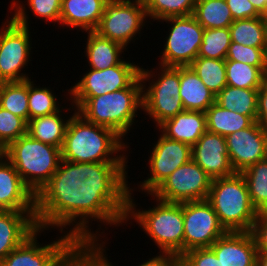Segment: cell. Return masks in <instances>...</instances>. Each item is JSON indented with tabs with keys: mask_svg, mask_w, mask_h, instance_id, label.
Returning <instances> with one entry per match:
<instances>
[{
	"mask_svg": "<svg viewBox=\"0 0 267 266\" xmlns=\"http://www.w3.org/2000/svg\"><path fill=\"white\" fill-rule=\"evenodd\" d=\"M128 163L61 160L35 196L37 227L68 234L78 244H99L108 239L109 227L114 231L125 225ZM92 221L98 223L95 231Z\"/></svg>",
	"mask_w": 267,
	"mask_h": 266,
	"instance_id": "obj_1",
	"label": "cell"
},
{
	"mask_svg": "<svg viewBox=\"0 0 267 266\" xmlns=\"http://www.w3.org/2000/svg\"><path fill=\"white\" fill-rule=\"evenodd\" d=\"M130 147L112 129L89 122L76 111L68 123L61 154L69 162H129Z\"/></svg>",
	"mask_w": 267,
	"mask_h": 266,
	"instance_id": "obj_2",
	"label": "cell"
},
{
	"mask_svg": "<svg viewBox=\"0 0 267 266\" xmlns=\"http://www.w3.org/2000/svg\"><path fill=\"white\" fill-rule=\"evenodd\" d=\"M69 100L87 121L112 129L129 146L132 144L128 142L130 140L127 136L134 132L133 129H137L134 127L139 121L136 118L138 115V118H142L140 114H143L142 83L139 76L127 88L119 91Z\"/></svg>",
	"mask_w": 267,
	"mask_h": 266,
	"instance_id": "obj_3",
	"label": "cell"
},
{
	"mask_svg": "<svg viewBox=\"0 0 267 266\" xmlns=\"http://www.w3.org/2000/svg\"><path fill=\"white\" fill-rule=\"evenodd\" d=\"M134 195L135 193L128 194L125 225L129 228L136 222L140 230L157 246L158 255L178 259L183 254V203H168L147 194L148 197L151 196L149 200H153L151 202L154 205L146 209L136 203Z\"/></svg>",
	"mask_w": 267,
	"mask_h": 266,
	"instance_id": "obj_4",
	"label": "cell"
},
{
	"mask_svg": "<svg viewBox=\"0 0 267 266\" xmlns=\"http://www.w3.org/2000/svg\"><path fill=\"white\" fill-rule=\"evenodd\" d=\"M142 66L139 75L142 83V112L149 118L142 117L151 119L155 126L153 128L157 129L166 120L185 111L179 95L180 66L156 64L152 68L146 65V69Z\"/></svg>",
	"mask_w": 267,
	"mask_h": 266,
	"instance_id": "obj_5",
	"label": "cell"
},
{
	"mask_svg": "<svg viewBox=\"0 0 267 266\" xmlns=\"http://www.w3.org/2000/svg\"><path fill=\"white\" fill-rule=\"evenodd\" d=\"M207 201L227 232H251L258 211L252 206L241 173L212 179Z\"/></svg>",
	"mask_w": 267,
	"mask_h": 266,
	"instance_id": "obj_6",
	"label": "cell"
},
{
	"mask_svg": "<svg viewBox=\"0 0 267 266\" xmlns=\"http://www.w3.org/2000/svg\"><path fill=\"white\" fill-rule=\"evenodd\" d=\"M7 160L36 196L57 171L61 149L33 139L28 133L7 146Z\"/></svg>",
	"mask_w": 267,
	"mask_h": 266,
	"instance_id": "obj_7",
	"label": "cell"
},
{
	"mask_svg": "<svg viewBox=\"0 0 267 266\" xmlns=\"http://www.w3.org/2000/svg\"><path fill=\"white\" fill-rule=\"evenodd\" d=\"M149 23L143 0H109L94 32L133 51Z\"/></svg>",
	"mask_w": 267,
	"mask_h": 266,
	"instance_id": "obj_8",
	"label": "cell"
},
{
	"mask_svg": "<svg viewBox=\"0 0 267 266\" xmlns=\"http://www.w3.org/2000/svg\"><path fill=\"white\" fill-rule=\"evenodd\" d=\"M0 27V82H20L33 77L32 67L33 35L31 28L23 27L5 16ZM32 36V37H31ZM27 67V68H26ZM24 71V72H23ZM30 74V75H29Z\"/></svg>",
	"mask_w": 267,
	"mask_h": 266,
	"instance_id": "obj_9",
	"label": "cell"
},
{
	"mask_svg": "<svg viewBox=\"0 0 267 266\" xmlns=\"http://www.w3.org/2000/svg\"><path fill=\"white\" fill-rule=\"evenodd\" d=\"M167 24L168 31L160 40L158 63L162 66H189L197 57L203 39L204 28L193 15L170 17L157 24ZM163 42V45L162 43ZM162 46V47H161ZM163 48V49H162Z\"/></svg>",
	"mask_w": 267,
	"mask_h": 266,
	"instance_id": "obj_10",
	"label": "cell"
},
{
	"mask_svg": "<svg viewBox=\"0 0 267 266\" xmlns=\"http://www.w3.org/2000/svg\"><path fill=\"white\" fill-rule=\"evenodd\" d=\"M156 131L157 140L154 137V143L149 145L152 150L148 156V162L145 168L149 169L146 179L140 182H129V193L139 192L144 194H151L162 182H164L177 168L188 163L191 157V146L167 138L158 129ZM136 183V184H135ZM133 184V185H132ZM135 185V186H134ZM137 185V186H136Z\"/></svg>",
	"mask_w": 267,
	"mask_h": 266,
	"instance_id": "obj_11",
	"label": "cell"
},
{
	"mask_svg": "<svg viewBox=\"0 0 267 266\" xmlns=\"http://www.w3.org/2000/svg\"><path fill=\"white\" fill-rule=\"evenodd\" d=\"M47 231V232H46ZM43 232V233H42ZM49 230L38 228L21 245L12 250L0 266H63L78 243L68 234L58 232L52 241H39Z\"/></svg>",
	"mask_w": 267,
	"mask_h": 266,
	"instance_id": "obj_12",
	"label": "cell"
},
{
	"mask_svg": "<svg viewBox=\"0 0 267 266\" xmlns=\"http://www.w3.org/2000/svg\"><path fill=\"white\" fill-rule=\"evenodd\" d=\"M140 64L126 57L118 65L103 70L84 67L82 71L87 70L69 88V98H92L127 88L140 75Z\"/></svg>",
	"mask_w": 267,
	"mask_h": 266,
	"instance_id": "obj_13",
	"label": "cell"
},
{
	"mask_svg": "<svg viewBox=\"0 0 267 266\" xmlns=\"http://www.w3.org/2000/svg\"><path fill=\"white\" fill-rule=\"evenodd\" d=\"M212 179L192 159L177 168L151 195L168 203L207 200Z\"/></svg>",
	"mask_w": 267,
	"mask_h": 266,
	"instance_id": "obj_14",
	"label": "cell"
},
{
	"mask_svg": "<svg viewBox=\"0 0 267 266\" xmlns=\"http://www.w3.org/2000/svg\"><path fill=\"white\" fill-rule=\"evenodd\" d=\"M183 253L194 248L210 247L227 231L207 200L183 202Z\"/></svg>",
	"mask_w": 267,
	"mask_h": 266,
	"instance_id": "obj_15",
	"label": "cell"
},
{
	"mask_svg": "<svg viewBox=\"0 0 267 266\" xmlns=\"http://www.w3.org/2000/svg\"><path fill=\"white\" fill-rule=\"evenodd\" d=\"M226 145L235 173L267 158V132L255 121L250 127L229 134Z\"/></svg>",
	"mask_w": 267,
	"mask_h": 266,
	"instance_id": "obj_16",
	"label": "cell"
},
{
	"mask_svg": "<svg viewBox=\"0 0 267 266\" xmlns=\"http://www.w3.org/2000/svg\"><path fill=\"white\" fill-rule=\"evenodd\" d=\"M191 157L211 179L235 174L230 160L226 138L208 130L191 147Z\"/></svg>",
	"mask_w": 267,
	"mask_h": 266,
	"instance_id": "obj_17",
	"label": "cell"
},
{
	"mask_svg": "<svg viewBox=\"0 0 267 266\" xmlns=\"http://www.w3.org/2000/svg\"><path fill=\"white\" fill-rule=\"evenodd\" d=\"M0 210L35 212V195L7 158L0 161Z\"/></svg>",
	"mask_w": 267,
	"mask_h": 266,
	"instance_id": "obj_18",
	"label": "cell"
},
{
	"mask_svg": "<svg viewBox=\"0 0 267 266\" xmlns=\"http://www.w3.org/2000/svg\"><path fill=\"white\" fill-rule=\"evenodd\" d=\"M210 248L224 266H256L258 252L251 232H226Z\"/></svg>",
	"mask_w": 267,
	"mask_h": 266,
	"instance_id": "obj_19",
	"label": "cell"
},
{
	"mask_svg": "<svg viewBox=\"0 0 267 266\" xmlns=\"http://www.w3.org/2000/svg\"><path fill=\"white\" fill-rule=\"evenodd\" d=\"M109 0H62L60 28L62 31H95ZM69 28V29H68Z\"/></svg>",
	"mask_w": 267,
	"mask_h": 266,
	"instance_id": "obj_20",
	"label": "cell"
},
{
	"mask_svg": "<svg viewBox=\"0 0 267 266\" xmlns=\"http://www.w3.org/2000/svg\"><path fill=\"white\" fill-rule=\"evenodd\" d=\"M37 229L35 212L0 210V262Z\"/></svg>",
	"mask_w": 267,
	"mask_h": 266,
	"instance_id": "obj_21",
	"label": "cell"
},
{
	"mask_svg": "<svg viewBox=\"0 0 267 266\" xmlns=\"http://www.w3.org/2000/svg\"><path fill=\"white\" fill-rule=\"evenodd\" d=\"M66 105L69 107L67 108ZM76 111L69 100L54 114L30 119L27 125V133L35 140L62 149L68 123Z\"/></svg>",
	"mask_w": 267,
	"mask_h": 266,
	"instance_id": "obj_22",
	"label": "cell"
},
{
	"mask_svg": "<svg viewBox=\"0 0 267 266\" xmlns=\"http://www.w3.org/2000/svg\"><path fill=\"white\" fill-rule=\"evenodd\" d=\"M8 15L17 24L30 28L34 19H41L45 25L52 23L60 28V13L62 0H10ZM10 13V15H9ZM30 13V14H29ZM32 13V14H31ZM31 15V16H30ZM31 19V20H30ZM30 23V24H29Z\"/></svg>",
	"mask_w": 267,
	"mask_h": 266,
	"instance_id": "obj_23",
	"label": "cell"
},
{
	"mask_svg": "<svg viewBox=\"0 0 267 266\" xmlns=\"http://www.w3.org/2000/svg\"><path fill=\"white\" fill-rule=\"evenodd\" d=\"M157 129L167 138L192 147L207 131L206 113L185 110L166 120Z\"/></svg>",
	"mask_w": 267,
	"mask_h": 266,
	"instance_id": "obj_24",
	"label": "cell"
},
{
	"mask_svg": "<svg viewBox=\"0 0 267 266\" xmlns=\"http://www.w3.org/2000/svg\"><path fill=\"white\" fill-rule=\"evenodd\" d=\"M86 33V34H85ZM84 54L86 68L103 70L118 65L128 52L121 44L99 36L96 32H84ZM125 52V53H124ZM123 54V55H122ZM89 65V66H88Z\"/></svg>",
	"mask_w": 267,
	"mask_h": 266,
	"instance_id": "obj_25",
	"label": "cell"
},
{
	"mask_svg": "<svg viewBox=\"0 0 267 266\" xmlns=\"http://www.w3.org/2000/svg\"><path fill=\"white\" fill-rule=\"evenodd\" d=\"M179 95L186 111L206 112L215 103V95L190 66H180Z\"/></svg>",
	"mask_w": 267,
	"mask_h": 266,
	"instance_id": "obj_26",
	"label": "cell"
},
{
	"mask_svg": "<svg viewBox=\"0 0 267 266\" xmlns=\"http://www.w3.org/2000/svg\"><path fill=\"white\" fill-rule=\"evenodd\" d=\"M35 82H37L36 79H28L29 120L54 114L63 107V104L69 101V87L64 90L62 89L63 97H66V99L63 97L60 99L59 95H56L53 87L51 88L50 85L44 86V84L40 86L39 83L36 84ZM59 99L63 100L60 102Z\"/></svg>",
	"mask_w": 267,
	"mask_h": 266,
	"instance_id": "obj_27",
	"label": "cell"
},
{
	"mask_svg": "<svg viewBox=\"0 0 267 266\" xmlns=\"http://www.w3.org/2000/svg\"><path fill=\"white\" fill-rule=\"evenodd\" d=\"M207 130L221 136L250 127L255 121L246 115L224 109L216 102L206 110Z\"/></svg>",
	"mask_w": 267,
	"mask_h": 266,
	"instance_id": "obj_28",
	"label": "cell"
},
{
	"mask_svg": "<svg viewBox=\"0 0 267 266\" xmlns=\"http://www.w3.org/2000/svg\"><path fill=\"white\" fill-rule=\"evenodd\" d=\"M258 91L259 89H243L226 85L215 96V102L224 109L250 116L257 121Z\"/></svg>",
	"mask_w": 267,
	"mask_h": 266,
	"instance_id": "obj_29",
	"label": "cell"
},
{
	"mask_svg": "<svg viewBox=\"0 0 267 266\" xmlns=\"http://www.w3.org/2000/svg\"><path fill=\"white\" fill-rule=\"evenodd\" d=\"M192 15L204 29L226 28L234 21L225 0H197Z\"/></svg>",
	"mask_w": 267,
	"mask_h": 266,
	"instance_id": "obj_30",
	"label": "cell"
},
{
	"mask_svg": "<svg viewBox=\"0 0 267 266\" xmlns=\"http://www.w3.org/2000/svg\"><path fill=\"white\" fill-rule=\"evenodd\" d=\"M252 206L259 212L267 211V158L256 162L241 172Z\"/></svg>",
	"mask_w": 267,
	"mask_h": 266,
	"instance_id": "obj_31",
	"label": "cell"
},
{
	"mask_svg": "<svg viewBox=\"0 0 267 266\" xmlns=\"http://www.w3.org/2000/svg\"><path fill=\"white\" fill-rule=\"evenodd\" d=\"M227 86L260 89L265 83L267 68H258L243 62L225 60Z\"/></svg>",
	"mask_w": 267,
	"mask_h": 266,
	"instance_id": "obj_32",
	"label": "cell"
},
{
	"mask_svg": "<svg viewBox=\"0 0 267 266\" xmlns=\"http://www.w3.org/2000/svg\"><path fill=\"white\" fill-rule=\"evenodd\" d=\"M109 240L108 238L99 244H78L63 266H118L115 262H110L111 256L108 257Z\"/></svg>",
	"mask_w": 267,
	"mask_h": 266,
	"instance_id": "obj_33",
	"label": "cell"
},
{
	"mask_svg": "<svg viewBox=\"0 0 267 266\" xmlns=\"http://www.w3.org/2000/svg\"><path fill=\"white\" fill-rule=\"evenodd\" d=\"M0 107L29 122L28 80L0 83Z\"/></svg>",
	"mask_w": 267,
	"mask_h": 266,
	"instance_id": "obj_34",
	"label": "cell"
},
{
	"mask_svg": "<svg viewBox=\"0 0 267 266\" xmlns=\"http://www.w3.org/2000/svg\"><path fill=\"white\" fill-rule=\"evenodd\" d=\"M231 42L251 47H266L263 16L234 20L229 26Z\"/></svg>",
	"mask_w": 267,
	"mask_h": 266,
	"instance_id": "obj_35",
	"label": "cell"
},
{
	"mask_svg": "<svg viewBox=\"0 0 267 266\" xmlns=\"http://www.w3.org/2000/svg\"><path fill=\"white\" fill-rule=\"evenodd\" d=\"M189 66L215 96L227 85L225 59L197 57Z\"/></svg>",
	"mask_w": 267,
	"mask_h": 266,
	"instance_id": "obj_36",
	"label": "cell"
},
{
	"mask_svg": "<svg viewBox=\"0 0 267 266\" xmlns=\"http://www.w3.org/2000/svg\"><path fill=\"white\" fill-rule=\"evenodd\" d=\"M197 0H143L151 25L170 17L192 15Z\"/></svg>",
	"mask_w": 267,
	"mask_h": 266,
	"instance_id": "obj_37",
	"label": "cell"
},
{
	"mask_svg": "<svg viewBox=\"0 0 267 266\" xmlns=\"http://www.w3.org/2000/svg\"><path fill=\"white\" fill-rule=\"evenodd\" d=\"M231 44L229 27L204 29L198 57L226 59Z\"/></svg>",
	"mask_w": 267,
	"mask_h": 266,
	"instance_id": "obj_38",
	"label": "cell"
},
{
	"mask_svg": "<svg viewBox=\"0 0 267 266\" xmlns=\"http://www.w3.org/2000/svg\"><path fill=\"white\" fill-rule=\"evenodd\" d=\"M225 60H234L258 68H267L266 47H251L231 42Z\"/></svg>",
	"mask_w": 267,
	"mask_h": 266,
	"instance_id": "obj_39",
	"label": "cell"
},
{
	"mask_svg": "<svg viewBox=\"0 0 267 266\" xmlns=\"http://www.w3.org/2000/svg\"><path fill=\"white\" fill-rule=\"evenodd\" d=\"M27 125L23 118L0 107V139L6 146L27 134Z\"/></svg>",
	"mask_w": 267,
	"mask_h": 266,
	"instance_id": "obj_40",
	"label": "cell"
},
{
	"mask_svg": "<svg viewBox=\"0 0 267 266\" xmlns=\"http://www.w3.org/2000/svg\"><path fill=\"white\" fill-rule=\"evenodd\" d=\"M181 266H224L210 247L194 248L178 258Z\"/></svg>",
	"mask_w": 267,
	"mask_h": 266,
	"instance_id": "obj_41",
	"label": "cell"
},
{
	"mask_svg": "<svg viewBox=\"0 0 267 266\" xmlns=\"http://www.w3.org/2000/svg\"><path fill=\"white\" fill-rule=\"evenodd\" d=\"M251 233L258 253L267 254V211L259 212Z\"/></svg>",
	"mask_w": 267,
	"mask_h": 266,
	"instance_id": "obj_42",
	"label": "cell"
},
{
	"mask_svg": "<svg viewBox=\"0 0 267 266\" xmlns=\"http://www.w3.org/2000/svg\"><path fill=\"white\" fill-rule=\"evenodd\" d=\"M234 20L256 18L262 15L249 0H225Z\"/></svg>",
	"mask_w": 267,
	"mask_h": 266,
	"instance_id": "obj_43",
	"label": "cell"
},
{
	"mask_svg": "<svg viewBox=\"0 0 267 266\" xmlns=\"http://www.w3.org/2000/svg\"><path fill=\"white\" fill-rule=\"evenodd\" d=\"M257 123L267 132V84L258 91Z\"/></svg>",
	"mask_w": 267,
	"mask_h": 266,
	"instance_id": "obj_44",
	"label": "cell"
},
{
	"mask_svg": "<svg viewBox=\"0 0 267 266\" xmlns=\"http://www.w3.org/2000/svg\"><path fill=\"white\" fill-rule=\"evenodd\" d=\"M150 257L146 258V260L144 259L143 263L136 266H174L178 262V259L168 255L155 254L153 256L150 255Z\"/></svg>",
	"mask_w": 267,
	"mask_h": 266,
	"instance_id": "obj_45",
	"label": "cell"
},
{
	"mask_svg": "<svg viewBox=\"0 0 267 266\" xmlns=\"http://www.w3.org/2000/svg\"><path fill=\"white\" fill-rule=\"evenodd\" d=\"M255 9L263 16L267 14V0H249Z\"/></svg>",
	"mask_w": 267,
	"mask_h": 266,
	"instance_id": "obj_46",
	"label": "cell"
},
{
	"mask_svg": "<svg viewBox=\"0 0 267 266\" xmlns=\"http://www.w3.org/2000/svg\"><path fill=\"white\" fill-rule=\"evenodd\" d=\"M256 266H267V254L258 253Z\"/></svg>",
	"mask_w": 267,
	"mask_h": 266,
	"instance_id": "obj_47",
	"label": "cell"
},
{
	"mask_svg": "<svg viewBox=\"0 0 267 266\" xmlns=\"http://www.w3.org/2000/svg\"><path fill=\"white\" fill-rule=\"evenodd\" d=\"M7 156V146L0 139V161L6 159Z\"/></svg>",
	"mask_w": 267,
	"mask_h": 266,
	"instance_id": "obj_48",
	"label": "cell"
},
{
	"mask_svg": "<svg viewBox=\"0 0 267 266\" xmlns=\"http://www.w3.org/2000/svg\"><path fill=\"white\" fill-rule=\"evenodd\" d=\"M263 21L265 27L266 53H267V14L263 15Z\"/></svg>",
	"mask_w": 267,
	"mask_h": 266,
	"instance_id": "obj_49",
	"label": "cell"
},
{
	"mask_svg": "<svg viewBox=\"0 0 267 266\" xmlns=\"http://www.w3.org/2000/svg\"><path fill=\"white\" fill-rule=\"evenodd\" d=\"M265 83L267 84V69L265 71Z\"/></svg>",
	"mask_w": 267,
	"mask_h": 266,
	"instance_id": "obj_50",
	"label": "cell"
},
{
	"mask_svg": "<svg viewBox=\"0 0 267 266\" xmlns=\"http://www.w3.org/2000/svg\"><path fill=\"white\" fill-rule=\"evenodd\" d=\"M174 266H181L178 262Z\"/></svg>",
	"mask_w": 267,
	"mask_h": 266,
	"instance_id": "obj_51",
	"label": "cell"
}]
</instances>
